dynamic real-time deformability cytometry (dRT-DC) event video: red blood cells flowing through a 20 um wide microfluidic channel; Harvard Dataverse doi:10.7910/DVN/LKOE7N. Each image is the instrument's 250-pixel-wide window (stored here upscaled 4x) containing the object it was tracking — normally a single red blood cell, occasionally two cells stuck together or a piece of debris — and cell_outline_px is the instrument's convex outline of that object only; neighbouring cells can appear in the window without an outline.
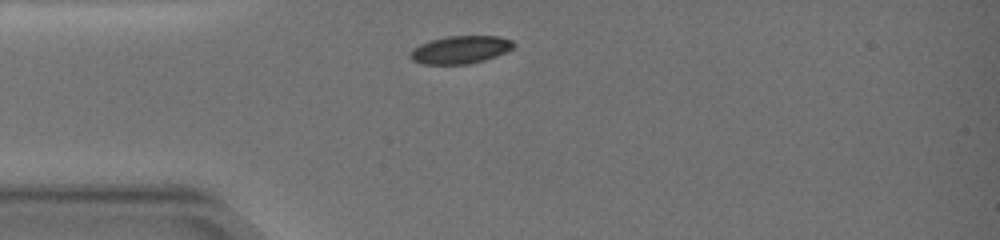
{"species": "common noctule bat (a hibernating species)", "species_latin": "Nyctalus noctula", "temperature_condition": "warm", "stored_images_in_passage": 16, "camera_frame_rate_fps": 3000, "um_per_image_px": 0.085, "animal": {"sex": "female", "body_mass_g": 19.0, "forearm_length_mm": 51.5}, "frame": {"image": 1, "passage_image": 1, "time_ms": 0.0, "image_size_px": [1000, 240], "cell_outline_px": [[516, 44], [512, 48], [496, 56], [484, 60], [468, 64], [420, 64], [412, 60], [408, 56], [408, 52], [412, 48], [420, 44], [432, 40], [448, 36], [500, 36], [512, 40]], "centroid_in_image_um": [39.09, 4.23], "position_along_channel_um": 45.9, "area_um2": 16.82}}
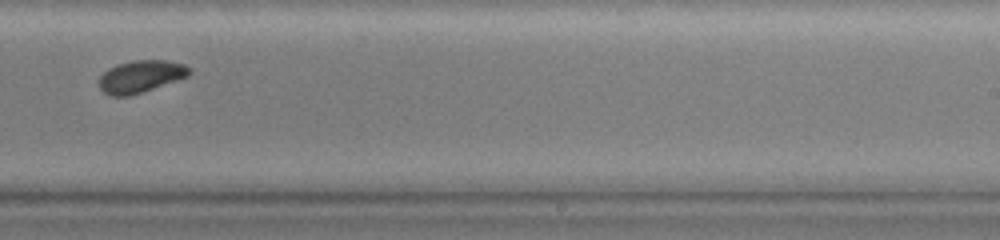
{"frame": {"image": 2, "passage_image": 10, "time_ms": 7.0, "image_size_px": [1000, 240], "cell_outline_px": [[192, 72], [188, 76], [128, 96], [108, 96], [100, 88], [100, 76], [108, 68], [116, 64], [132, 60], [164, 60], [184, 64]], "centroid_in_image_um": [11.93, 6.48], "position_along_channel_um": 277.1, "area_um2": 16.7}}
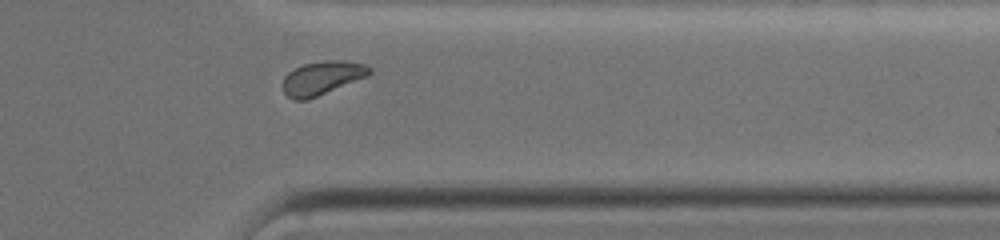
{"frame": {"image": 3, "passage_image": 14, "time_ms": 10.0, "image_size_px": [1000, 240], "cell_outline_px": [[372, 72], [368, 76], [308, 100], [296, 100], [288, 96], [284, 92], [284, 76], [288, 72], [304, 64], [324, 60], [344, 60], [368, 64], [372, 68]], "centroid_in_image_um": [27.43, 6.61], "position_along_channel_um": 384.0, "area_um2": 17.05}, "authors_computed_cell_mechanics": {"area_um2": 17.3111, "velocity_mm_per_s": 3.5142, "shape_relaxation_time_tau1_ms": 2.4887, "shape_relaxation_time_tau2_ms": null, "deformation_change_tau1": 0.0793, "deformation_change_tau2": null}}